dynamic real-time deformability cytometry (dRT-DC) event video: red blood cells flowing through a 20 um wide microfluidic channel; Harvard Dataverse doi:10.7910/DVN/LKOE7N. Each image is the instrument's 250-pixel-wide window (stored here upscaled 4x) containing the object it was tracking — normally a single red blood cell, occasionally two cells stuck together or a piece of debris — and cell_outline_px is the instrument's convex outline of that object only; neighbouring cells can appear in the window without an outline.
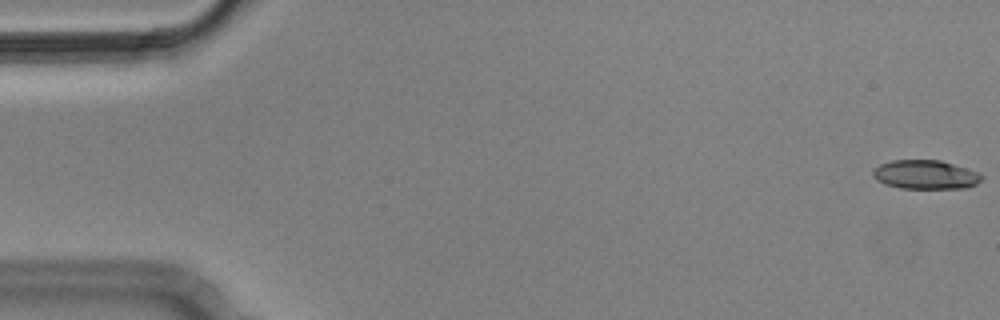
{"species": "Egyptian fruit bat (a non-hibernating species)", "species_latin": "Rousettus aegyptiacus", "temperature_condition": "cold", "stored_images_in_passage": 11, "camera_frame_rate_fps": 3000, "um_per_image_px": 0.085, "animal": {"sex": "male"}, "frame": {"image": 1, "passage_image": 1, "time_ms": 0.0, "image_size_px": [1000, 320], "cell_outline_px": [[984, 176], [976, 184], [968, 188], [900, 188], [884, 184], [876, 180], [872, 176], [872, 168], [880, 164], [892, 160], [940, 160], [980, 172]], "centroid_in_image_um": [78.64, 14.84], "position_along_channel_um": 6.4, "area_um2": 18.55}}
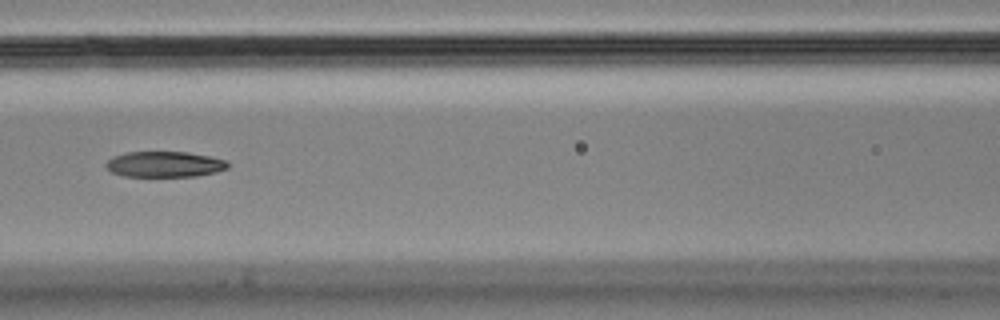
{"frame": {"image": 2, "passage_image": 7, "time_ms": 2.0, "image_size_px": [1000, 320], "cell_outline_px": [[228, 168], [216, 172], [196, 176], [124, 176], [112, 172], [104, 168], [104, 164], [112, 156], [124, 152], [188, 152], [228, 160]], "centroid_in_image_um": [13.95, 13.96], "position_along_channel_um": 152.6, "area_um2": 18.38}}
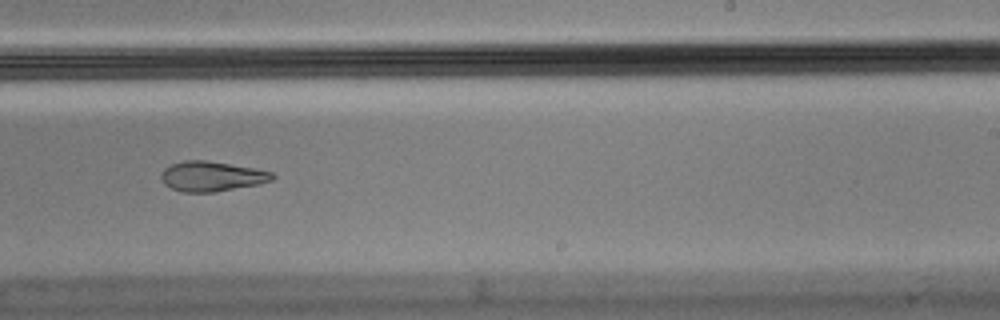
{"frame": {"image": 3, "passage_image": 10, "time_ms": 3.0, "image_size_px": [1000, 320], "cell_outline_px": [[276, 176], [272, 180], [260, 184], [216, 192], [180, 192], [164, 184], [160, 176], [160, 172], [164, 168], [172, 164], [184, 160], [208, 160], [252, 168], [272, 172]], "centroid_in_image_um": [17.97, 14.99], "position_along_channel_um": 271.0, "area_um2": 19.54}}